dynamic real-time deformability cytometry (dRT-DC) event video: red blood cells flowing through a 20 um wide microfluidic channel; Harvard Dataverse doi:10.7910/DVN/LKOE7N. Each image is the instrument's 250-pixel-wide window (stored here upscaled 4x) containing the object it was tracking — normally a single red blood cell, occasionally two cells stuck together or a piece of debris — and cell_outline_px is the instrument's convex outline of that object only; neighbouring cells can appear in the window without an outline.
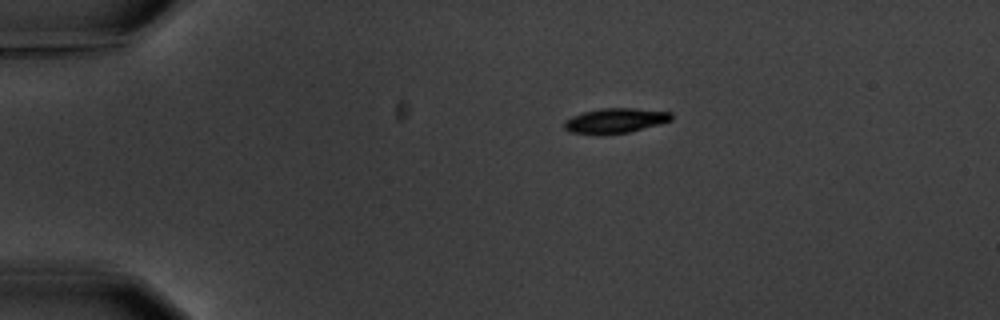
{"species": "common noctule bat (a hibernating species)", "species_latin": "Nyctalus noctula", "temperature_condition": "warm", "stored_images_in_passage": 3, "camera_frame_rate_fps": 3000, "um_per_image_px": 0.085, "animal": {"sex": "male", "body_mass_g": 20.1, "forearm_length_mm": 53.5}, "frame": {"image": 1, "passage_image": 1, "time_ms": 0.0, "image_size_px": [1000, 320], "cell_outline_px": [[672, 120], [660, 124], [628, 132], [600, 136], [572, 132], [564, 128], [564, 120], [572, 116], [584, 112], [600, 108], [632, 108], [672, 112]], "centroid_in_image_um": [52.28, 10.27], "position_along_channel_um": 32.7, "area_um2": 15.72}}
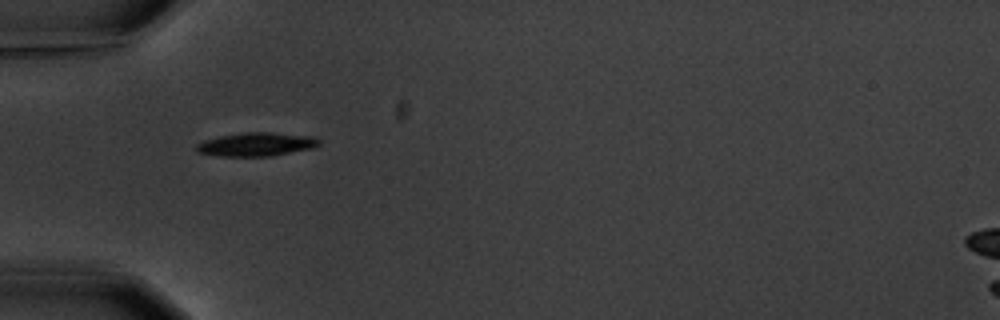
{"frame": {"image": 2, "passage_image": 3, "time_ms": 2.333, "image_size_px": [1000, 320], "cell_outline_px": [[320, 144], [312, 148], [272, 156], [220, 156], [196, 152], [196, 144], [204, 140], [220, 136], [244, 132], [268, 132], [316, 136], [320, 140]], "centroid_in_image_um": [21.8, 12.26], "position_along_channel_um": 63.2, "area_um2": 16.94}}